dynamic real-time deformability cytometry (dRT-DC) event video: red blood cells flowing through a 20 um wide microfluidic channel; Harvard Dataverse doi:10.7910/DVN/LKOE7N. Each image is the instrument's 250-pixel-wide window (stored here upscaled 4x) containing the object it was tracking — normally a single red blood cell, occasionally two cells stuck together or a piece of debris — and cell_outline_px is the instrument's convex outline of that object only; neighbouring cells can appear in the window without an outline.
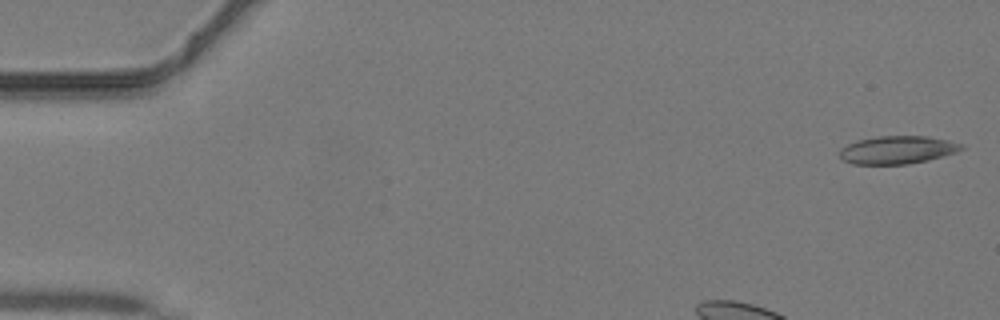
{"species": "common noctule bat (a hibernating species)", "species_latin": "Nyctalus noctula", "temperature_condition": "warm", "stored_images_in_passage": 10, "camera_frame_rate_fps": 3000, "um_per_image_px": 0.085, "animal": {"sex": "male", "body_mass_g": 19.2, "forearm_length_mm": 51.8}, "frame": {"image": 1, "passage_image": 1, "time_ms": 0.0, "image_size_px": [1000, 320], "cell_outline_px": [[964, 148], [956, 152], [944, 156], [928, 160], [908, 164], [852, 164], [844, 160], [840, 156], [840, 148], [856, 140], [876, 136], [928, 136], [948, 140], [964, 144]], "centroid_in_image_um": [76.29, 12.73], "position_along_channel_um": 8.7, "area_um2": 19.94}}